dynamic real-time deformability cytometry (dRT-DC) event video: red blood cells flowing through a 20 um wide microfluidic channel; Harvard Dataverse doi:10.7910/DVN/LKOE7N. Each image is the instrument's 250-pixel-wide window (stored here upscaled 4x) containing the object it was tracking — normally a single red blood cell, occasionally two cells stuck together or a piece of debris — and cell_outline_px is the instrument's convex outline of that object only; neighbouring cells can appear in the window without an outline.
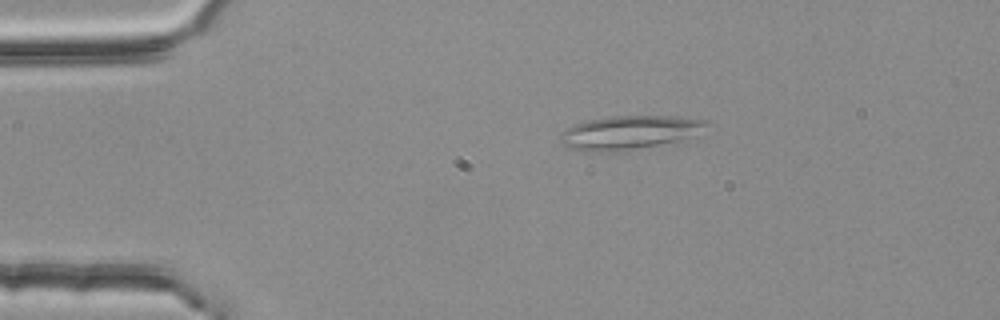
{"species": "common noctule bat (a hibernating species)", "species_latin": "Nyctalus noctula", "temperature_condition": "room temperature", "stored_images_in_passage": 4, "camera_frame_rate_fps": 3000, "um_per_image_px": 0.085, "animal": {"sex": "female", "body_mass_g": 25.1}, "frame": {"image": 1, "passage_image": 3, "time_ms": 0.667, "image_size_px": [1000, 320], "cell_outline_px": [[708, 124], [688, 136], [676, 140], [656, 144], [612, 152], [588, 152], [572, 148], [564, 144], [560, 140], [560, 136], [568, 128], [576, 124], [588, 120], [612, 116], [672, 116], [708, 120]], "centroid_in_image_um": [53.41, 11.25], "position_along_channel_um": 31.6, "area_um2": 27.63}}